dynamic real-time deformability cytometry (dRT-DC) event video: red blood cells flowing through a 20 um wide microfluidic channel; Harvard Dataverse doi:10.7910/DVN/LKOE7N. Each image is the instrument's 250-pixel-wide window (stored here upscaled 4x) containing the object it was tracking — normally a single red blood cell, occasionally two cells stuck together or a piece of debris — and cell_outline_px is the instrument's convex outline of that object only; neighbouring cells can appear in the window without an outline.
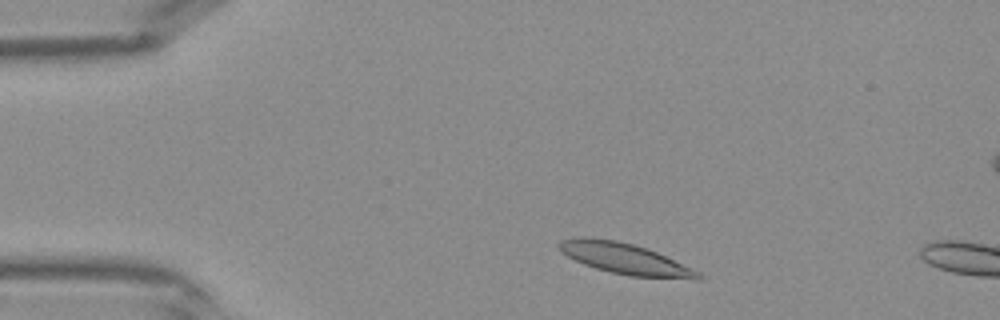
{"species": "Egyptian fruit bat (a non-hibernating species)", "species_latin": "Rousettus aegyptiacus", "temperature_condition": "warm", "stored_images_in_passage": 38, "camera_frame_rate_fps": 3000, "um_per_image_px": 0.085, "frame": {"image": 1, "passage_image": 3, "time_ms": 0.667, "image_size_px": [1000, 320], "cell_outline_px": [[704, 276], [700, 280], [696, 280], [628, 276], [596, 268], [584, 264], [560, 252], [556, 244], [560, 240], [572, 236], [584, 236], [616, 240], [648, 248], [700, 272]], "centroid_in_image_um": [53.1, 21.98], "position_along_channel_um": 31.9, "area_um2": 25.43}}
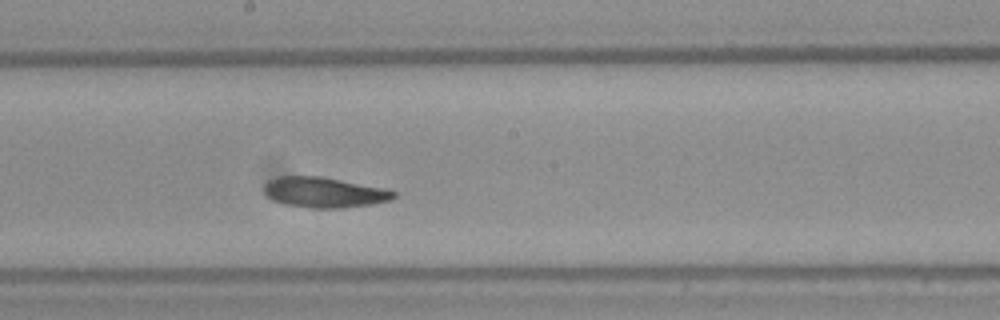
{"frame": {"image": 2, "passage_image": 18, "time_ms": 5.667, "image_size_px": [1000, 320], "cell_outline_px": [[396, 196], [392, 200], [372, 204], [344, 208], [308, 208], [288, 204], [272, 200], [264, 192], [264, 184], [268, 180], [280, 176], [320, 176], [384, 188], [396, 192]], "centroid_in_image_um": [27.56, 16.35], "position_along_channel_um": 220.6, "area_um2": 22.95}}
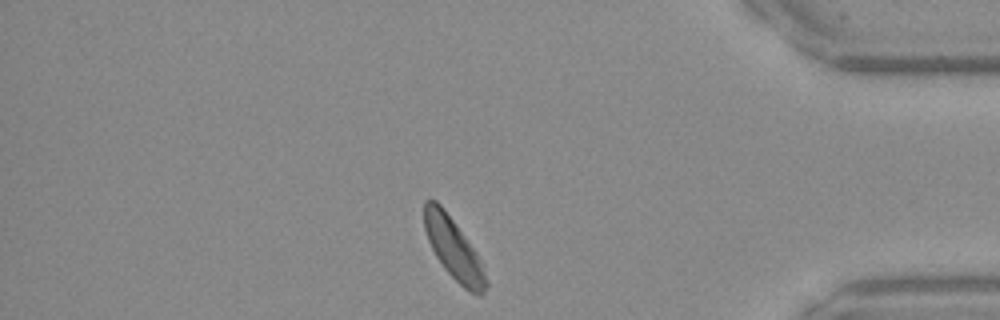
{"frame": {"image": 3, "passage_image": 31, "time_ms": 10.0, "image_size_px": [1000, 320], "cell_outline_px": [[488, 284], [484, 292], [480, 296], [464, 288], [444, 268], [436, 256], [428, 240], [424, 228], [424, 200], [436, 200], [440, 204], [476, 252], [480, 260], [488, 280]], "centroid_in_image_um": [38.55, 21.16], "position_along_channel_um": 396.6, "area_um2": 21.5}}